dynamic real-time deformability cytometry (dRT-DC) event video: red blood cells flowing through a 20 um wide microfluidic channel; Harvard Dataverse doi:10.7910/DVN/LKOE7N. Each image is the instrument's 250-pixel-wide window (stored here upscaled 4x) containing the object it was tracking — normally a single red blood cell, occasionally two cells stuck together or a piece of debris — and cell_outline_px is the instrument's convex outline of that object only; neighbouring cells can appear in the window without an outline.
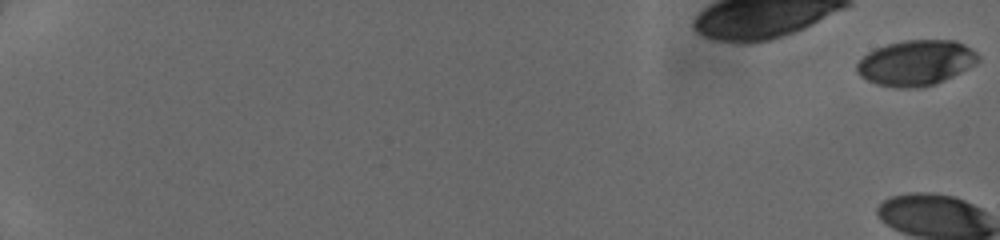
{"species": "human", "species_latin": "Homo sapiens", "temperature_condition": "cold", "stored_images_in_passage": 8, "camera_frame_rate_fps": 3000, "um_per_image_px": 0.085, "donor": {"sex": "female"}, "frame": {"image": 1, "passage_image": 1, "time_ms": 0.0, "image_size_px": [1000, 240], "cell_outline_px": [[980, 60], [976, 64], [936, 84], [920, 88], [896, 88], [876, 84], [860, 76], [856, 72], [856, 64], [868, 52], [876, 48], [888, 44], [904, 40], [956, 40], [964, 44], [976, 52], [980, 56]], "centroid_in_image_um": [77.86, 5.35], "position_along_channel_um": 7.1, "area_um2": 32.25}}